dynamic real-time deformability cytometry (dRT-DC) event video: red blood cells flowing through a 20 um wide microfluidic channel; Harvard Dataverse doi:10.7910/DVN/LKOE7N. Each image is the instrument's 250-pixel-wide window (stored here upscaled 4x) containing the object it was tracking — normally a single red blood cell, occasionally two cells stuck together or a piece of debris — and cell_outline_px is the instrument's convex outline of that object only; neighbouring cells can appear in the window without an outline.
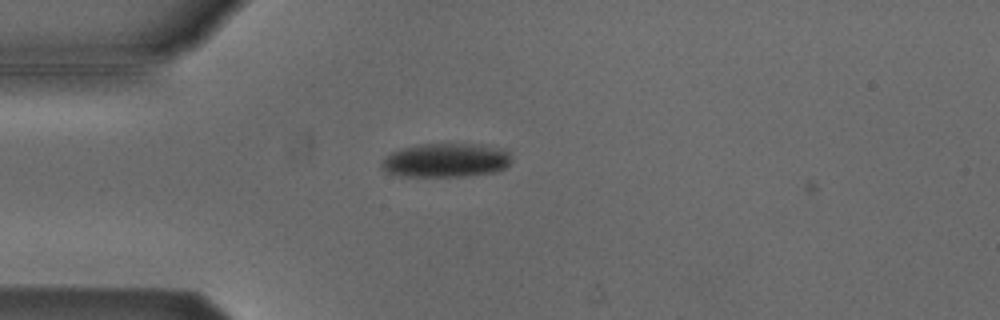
{"species": "Egyptian fruit bat (a non-hibernating species)", "species_latin": "Rousettus aegyptiacus", "temperature_condition": "cold", "stored_images_in_passage": 33, "camera_frame_rate_fps": 3000, "um_per_image_px": 0.085, "animal": {"sex": "male"}, "frame": {"image": 1, "passage_image": 1, "time_ms": 0.0, "image_size_px": [1000, 320], "cell_outline_px": [[512, 160], [504, 168], [496, 172], [468, 176], [400, 176], [388, 172], [380, 168], [380, 164], [392, 152], [400, 148], [420, 144], [488, 144], [508, 148], [512, 152]], "centroid_in_image_um": [38.0, 13.6], "position_along_channel_um": 47.0, "area_um2": 26.24}}
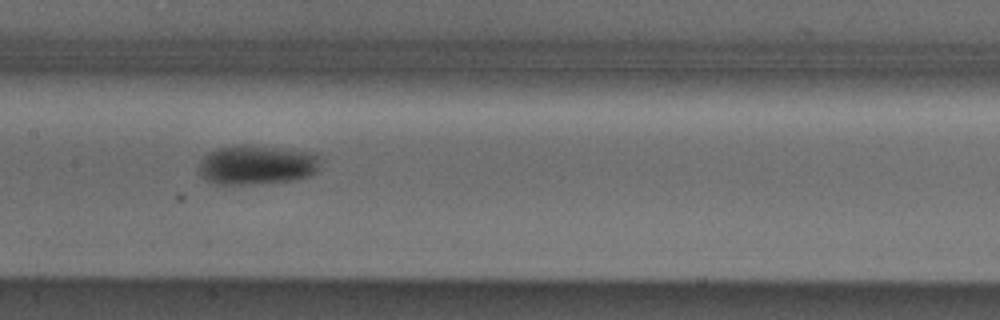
{"frame": {"image": 2, "passage_image": 13, "time_ms": 4.0, "image_size_px": [1000, 320], "cell_outline_px": [[320, 156], [316, 168], [308, 176], [292, 180], [252, 184], [216, 184], [204, 180], [200, 176], [200, 160], [208, 152], [220, 148], [240, 144], [252, 144], [308, 152]], "centroid_in_image_um": [21.75, 14.0], "position_along_channel_um": 185.7, "area_um2": 27.74}}
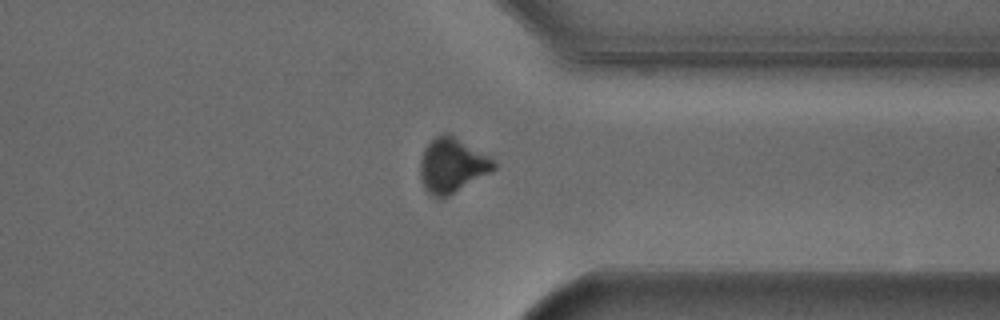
{"frame": {"image": 3, "passage_image": 28, "time_ms": 9.0, "image_size_px": [1000, 320], "cell_outline_px": [[496, 168], [492, 172], [448, 196], [432, 196], [424, 188], [420, 176], [420, 160], [424, 148], [436, 136], [444, 132], [448, 132], [488, 156], [496, 164]], "centroid_in_image_um": [38.41, 14.05], "position_along_channel_um": 373.0, "area_um2": 23.24}, "authors_computed_cell_mechanics": {"area_um2": 26.9348, "velocity_mm_per_s": 3.8185, "shape_relaxation_time_tau1_ms": 4.8175, "shape_relaxation_time_tau2_ms": null, "deformation_change_tau1": 0.1293, "deformation_change_tau2": null}}